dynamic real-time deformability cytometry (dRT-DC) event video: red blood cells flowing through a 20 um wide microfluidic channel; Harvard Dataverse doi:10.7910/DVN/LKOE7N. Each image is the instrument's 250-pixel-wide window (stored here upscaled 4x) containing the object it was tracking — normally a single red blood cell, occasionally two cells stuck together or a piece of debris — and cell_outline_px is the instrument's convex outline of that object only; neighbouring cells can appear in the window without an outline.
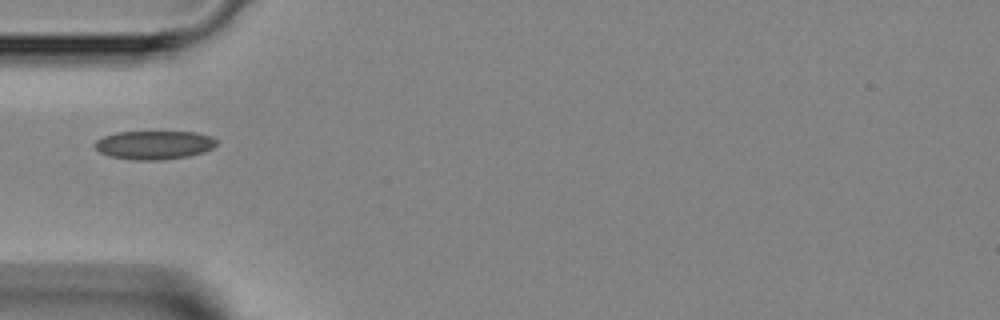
{"species": "Egyptian fruit bat (a non-hibernating species)", "species_latin": "Rousettus aegyptiacus", "temperature_condition": "room temperature", "stored_images_in_passage": 3, "camera_frame_rate_fps": 3000, "um_per_image_px": 0.085, "animal": {"sex": "female"}, "frame": {"image": 1, "passage_image": 1, "time_ms": 0.0, "image_size_px": [1000, 320], "cell_outline_px": [[216, 144], [212, 148], [204, 152], [188, 156], [160, 160], [136, 160], [112, 156], [100, 152], [92, 144], [96, 140], [104, 136], [116, 132], [196, 132], [212, 136], [216, 140]], "centroid_in_image_um": [13.11, 12.31], "position_along_channel_um": 71.9, "area_um2": 20.23}}
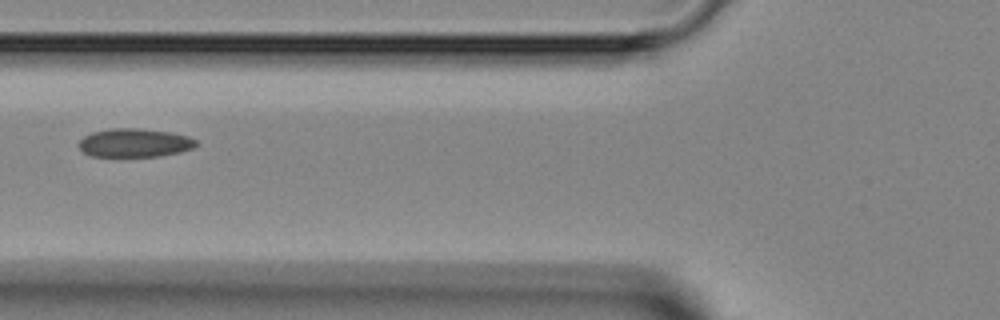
{"frame": {"image": 2, "passage_image": 2, "time_ms": 1.0, "image_size_px": [1000, 320], "cell_outline_px": [[200, 144], [192, 148], [180, 152], [160, 156], [92, 156], [84, 152], [76, 144], [84, 136], [92, 132], [112, 128], [136, 128], [168, 132], [188, 136], [196, 140]], "centroid_in_image_um": [11.44, 12.14], "position_along_channel_um": 114.4, "area_um2": 19.48}}
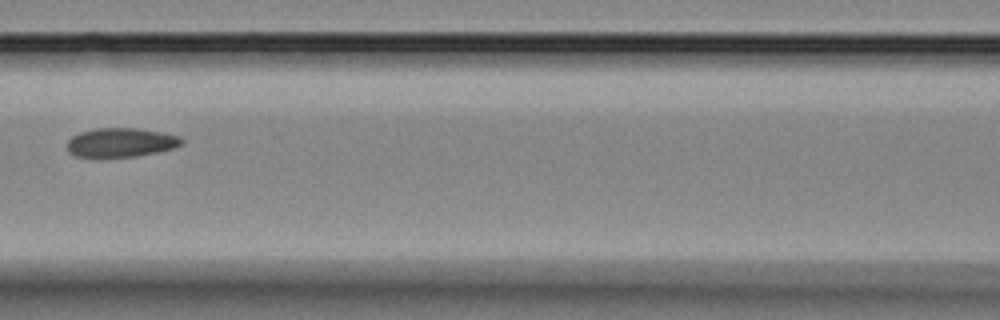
{"frame": {"image": 3, "passage_image": 3, "time_ms": 2.0, "image_size_px": [1000, 320], "cell_outline_px": [[184, 144], [172, 148], [156, 152], [136, 156], [100, 160], [92, 160], [76, 156], [68, 152], [68, 140], [72, 136], [80, 132], [92, 128], [136, 128], [160, 132], [180, 136], [184, 140]], "centroid_in_image_um": [10.21, 12.15], "position_along_channel_um": 156.4, "area_um2": 20.17}}